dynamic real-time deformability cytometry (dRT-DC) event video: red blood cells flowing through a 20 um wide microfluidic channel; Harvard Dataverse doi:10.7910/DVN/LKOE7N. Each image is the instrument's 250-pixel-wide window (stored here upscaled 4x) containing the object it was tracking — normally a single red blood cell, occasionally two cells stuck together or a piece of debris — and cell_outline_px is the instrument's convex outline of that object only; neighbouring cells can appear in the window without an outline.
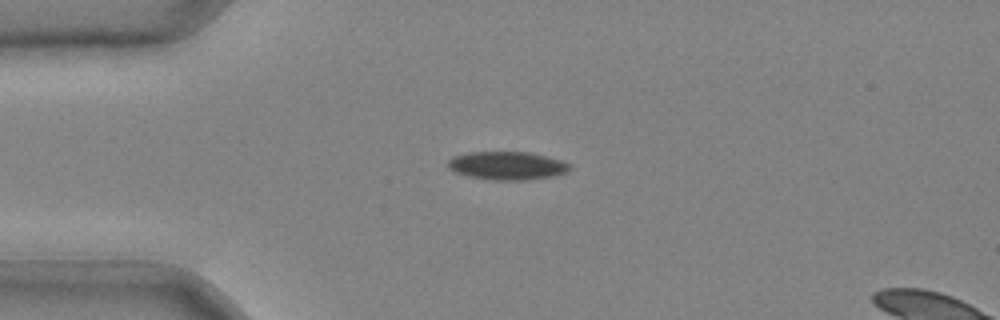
{"species": "common noctule bat (a hibernating species)", "species_latin": "Nyctalus noctula", "temperature_condition": "cold", "stored_images_in_passage": 33, "camera_frame_rate_fps": 3000, "um_per_image_px": 0.085, "animal": {"sex": "male", "body_mass_g": 20.4}, "frame": {"image": 1, "passage_image": 1, "time_ms": 0.0, "image_size_px": [1000, 320], "cell_outline_px": [[572, 168], [568, 172], [552, 176], [528, 180], [496, 180], [468, 176], [456, 172], [448, 168], [448, 160], [452, 156], [468, 152], [528, 152], [548, 156], [572, 164]], "centroid_in_image_um": [43.14, 14.07], "position_along_channel_um": 41.9, "area_um2": 20.17}}
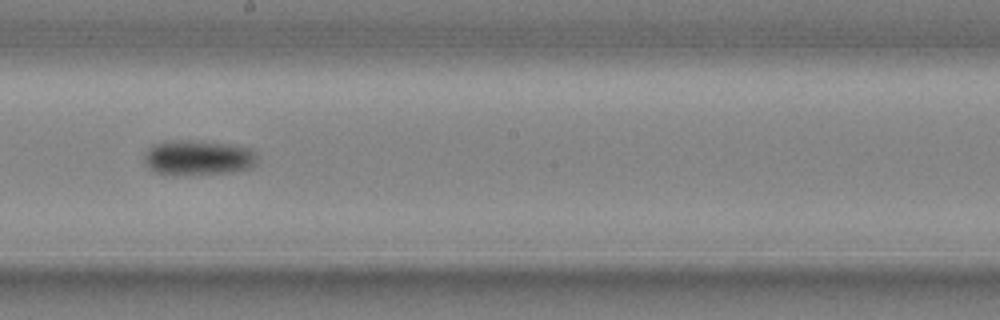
{"frame": {"image": 2, "passage_image": 15, "time_ms": 4.667, "image_size_px": [1000, 320], "cell_outline_px": [[260, 160], [252, 168], [232, 172], [188, 176], [172, 176], [152, 172], [144, 164], [144, 152], [152, 144], [164, 140], [192, 140], [236, 144], [252, 148]], "centroid_in_image_um": [16.83, 13.42], "position_along_channel_um": 231.4, "area_um2": 24.45}}
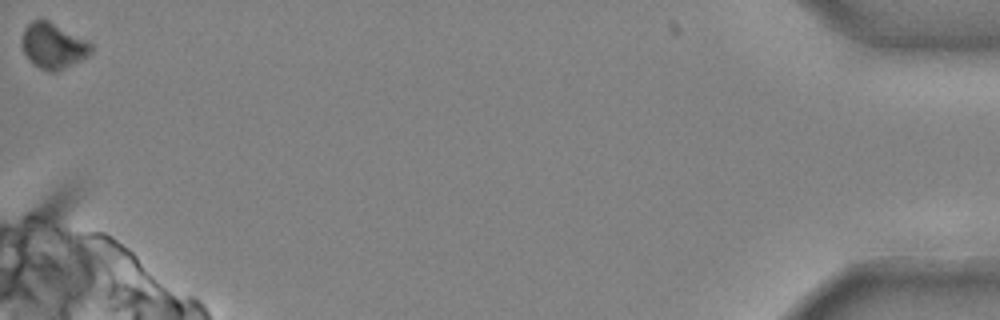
{"frame": {"image": 3, "passage_image": 33, "time_ms": 10.667, "image_size_px": [1000, 320], "cell_outline_px": [[92, 52], [80, 60], [56, 72], [48, 72], [32, 64], [24, 52], [20, 44], [20, 40], [24, 28], [32, 20], [48, 20], [92, 44]], "centroid_in_image_um": [4.46, 3.9], "position_along_channel_um": 430.7, "area_um2": 18.21}}